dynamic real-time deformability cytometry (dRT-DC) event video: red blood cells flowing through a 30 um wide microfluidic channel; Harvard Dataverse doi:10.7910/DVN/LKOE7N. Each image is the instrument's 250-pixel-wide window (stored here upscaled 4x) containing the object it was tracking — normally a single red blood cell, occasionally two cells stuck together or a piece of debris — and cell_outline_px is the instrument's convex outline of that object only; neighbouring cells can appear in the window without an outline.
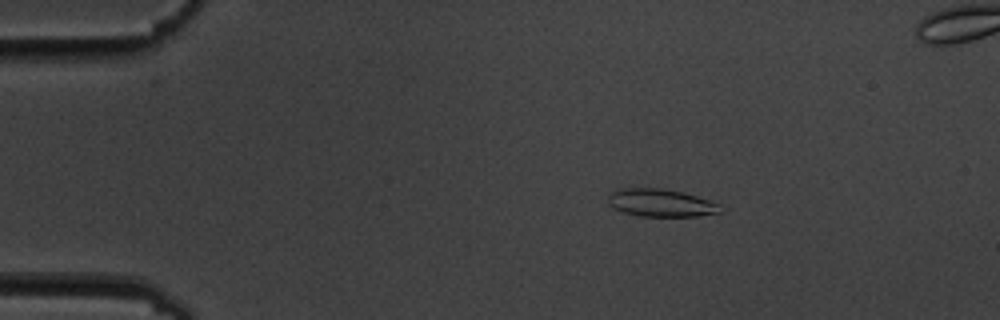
{"species": "common noctule bat (a hibernating species)", "species_latin": "Nyctalus noctula", "temperature_condition": "cold", "stored_images_in_passage": 6, "camera_frame_rate_fps": 3000, "um_per_image_px": 0.085, "animal": {"sex": "male", "body_mass_g": 19.5, "forearm_length_mm": 54.6}, "frame": {"image": 1, "passage_image": 3, "time_ms": 2.333, "image_size_px": [1000, 320], "cell_outline_px": [[720, 212], [696, 216], [640, 216], [624, 212], [608, 204], [608, 196], [612, 192], [620, 188], [660, 188], [680, 192], [696, 196], [720, 204]], "centroid_in_image_um": [56.14, 17.24], "position_along_channel_um": 28.9, "area_um2": 17.8}}